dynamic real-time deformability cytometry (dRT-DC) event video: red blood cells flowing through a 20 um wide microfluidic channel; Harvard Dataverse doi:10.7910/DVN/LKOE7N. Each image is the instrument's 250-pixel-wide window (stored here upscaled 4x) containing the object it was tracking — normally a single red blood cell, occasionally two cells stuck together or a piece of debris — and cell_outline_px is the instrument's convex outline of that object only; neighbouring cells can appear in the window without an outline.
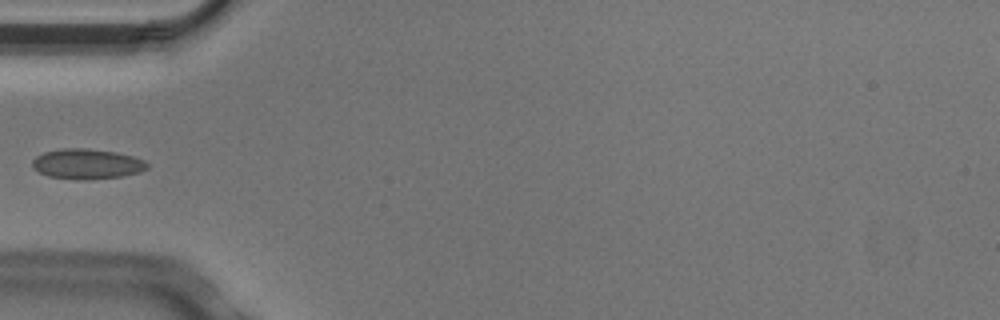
{"species": "Egyptian fruit bat (a non-hibernating species)", "species_latin": "Rousettus aegyptiacus", "temperature_condition": "cold", "stored_images_in_passage": 5, "camera_frame_rate_fps": 3000, "um_per_image_px": 0.085, "animal": {"sex": "male"}, "frame": {"image": 1, "passage_image": 4, "time_ms": 1.0, "image_size_px": [1000, 320], "cell_outline_px": [[148, 168], [140, 172], [120, 176], [84, 180], [80, 180], [48, 176], [40, 172], [32, 164], [32, 160], [36, 156], [44, 152], [60, 148], [84, 148], [116, 152], [132, 156], [144, 160], [148, 164]], "centroid_in_image_um": [7.39, 13.93], "position_along_channel_um": 77.6, "area_um2": 20.06}}